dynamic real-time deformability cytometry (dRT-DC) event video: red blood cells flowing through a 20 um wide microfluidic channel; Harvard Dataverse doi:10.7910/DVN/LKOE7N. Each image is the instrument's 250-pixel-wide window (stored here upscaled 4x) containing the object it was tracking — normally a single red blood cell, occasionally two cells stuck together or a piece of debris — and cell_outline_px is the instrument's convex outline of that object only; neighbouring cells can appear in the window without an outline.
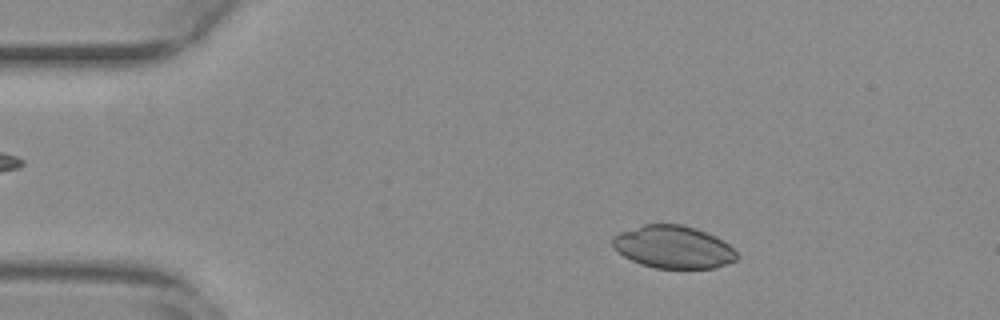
{"species": "common noctule bat (a hibernating species)", "species_latin": "Nyctalus noctula", "temperature_condition": "warm", "stored_images_in_passage": 16, "camera_frame_rate_fps": 3000, "um_per_image_px": 0.085, "animal": {"sex": "female", "body_mass_g": 29.2, "forearm_length_mm": 56.3}, "frame": {"image": 1, "passage_image": 7, "time_ms": 2.0, "image_size_px": [1000, 320], "cell_outline_px": [[740, 256], [736, 260], [716, 268], [656, 268], [640, 264], [624, 256], [612, 244], [612, 236], [620, 232], [644, 224], [680, 224], [696, 228], [728, 244]], "centroid_in_image_um": [57.22, 21.0], "position_along_channel_um": 27.8, "area_um2": 30.58}}